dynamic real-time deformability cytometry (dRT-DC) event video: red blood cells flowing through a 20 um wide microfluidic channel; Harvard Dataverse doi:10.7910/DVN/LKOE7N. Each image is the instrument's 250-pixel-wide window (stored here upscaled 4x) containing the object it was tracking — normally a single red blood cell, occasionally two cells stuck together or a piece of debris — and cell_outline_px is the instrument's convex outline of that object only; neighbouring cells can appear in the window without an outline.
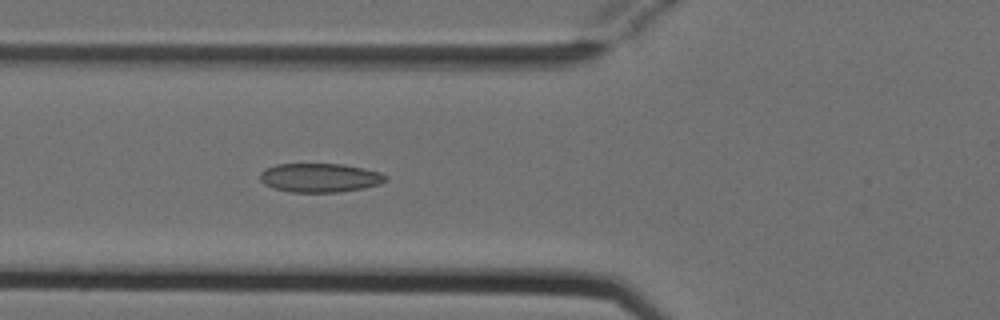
{"species": "Egyptian fruit bat (a non-hibernating species)", "species_latin": "Rousettus aegyptiacus", "temperature_condition": "cold", "stored_images_in_passage": 5, "camera_frame_rate_fps": 3000, "um_per_image_px": 0.085, "animal": {"sex": "female"}, "frame": {"image": 1, "passage_image": 5, "time_ms": 1.333, "image_size_px": [1000, 320], "cell_outline_px": [[388, 180], [380, 184], [364, 188], [340, 192], [288, 192], [272, 188], [264, 184], [260, 180], [260, 172], [264, 168], [276, 164], [344, 164], [364, 168], [380, 172], [388, 176]], "centroid_in_image_um": [27.19, 15.11], "position_along_channel_um": 98.6, "area_um2": 21.5}}